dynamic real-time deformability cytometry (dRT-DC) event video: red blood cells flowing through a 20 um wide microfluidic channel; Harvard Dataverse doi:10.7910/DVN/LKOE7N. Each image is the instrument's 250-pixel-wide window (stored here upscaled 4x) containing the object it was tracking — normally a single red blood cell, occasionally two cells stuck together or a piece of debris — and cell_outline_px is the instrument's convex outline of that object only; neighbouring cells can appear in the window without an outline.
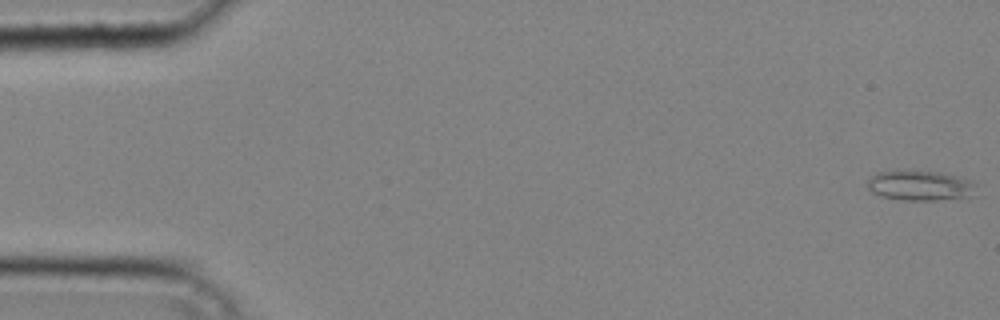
{"species": "common noctule bat (a hibernating species)", "species_latin": "Nyctalus noctula", "temperature_condition": "cold", "stored_images_in_passage": 41, "camera_frame_rate_fps": 3000, "um_per_image_px": 0.085, "animal": {"sex": "male", "body_mass_g": 20.4}, "frame": {"image": 1, "passage_image": 1, "time_ms": 0.0, "image_size_px": [1000, 320], "cell_outline_px": [[976, 184], [964, 196], [936, 200], [904, 200], [880, 196], [872, 192], [868, 188], [868, 180], [876, 172], [940, 172], [956, 176], [968, 180]], "centroid_in_image_um": [78.1, 15.78], "position_along_channel_um": 6.9, "area_um2": 18.03}}
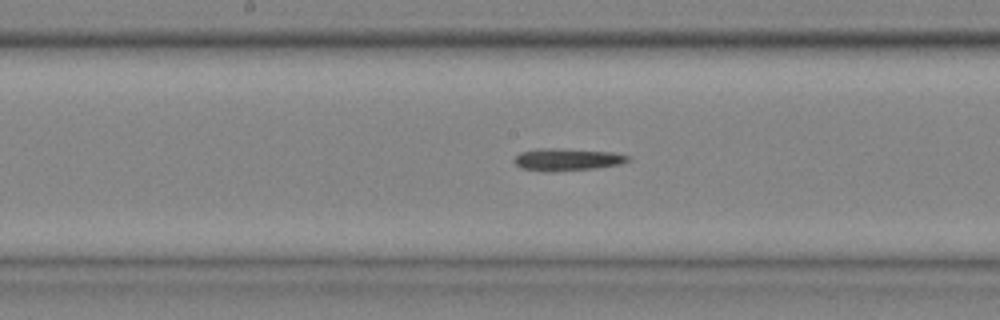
{"frame": {"image": 2, "passage_image": 22, "time_ms": 7.0, "image_size_px": [1000, 320], "cell_outline_px": [[632, 160], [620, 164], [596, 168], [552, 172], [544, 172], [520, 168], [512, 160], [520, 152], [536, 148], [556, 148], [616, 152], [632, 156]], "centroid_in_image_um": [48.22, 13.56], "position_along_channel_um": 200.0, "area_um2": 15.2}}
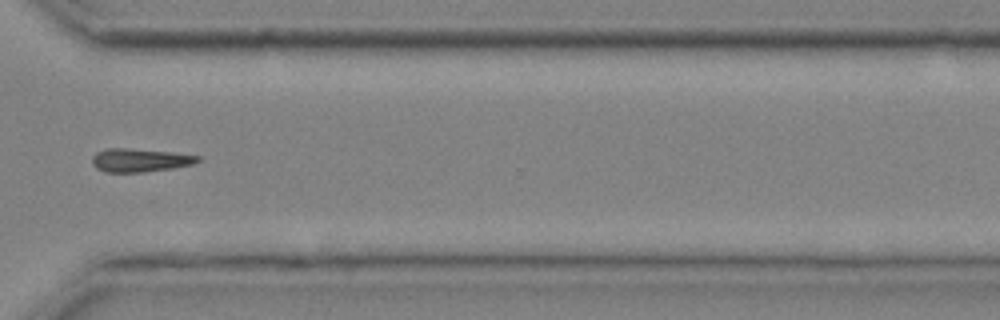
{"frame": {"image": 3, "passage_image": 32, "time_ms": 10.333, "image_size_px": [1000, 320], "cell_outline_px": [[200, 160], [192, 164], [172, 168], [144, 172], [104, 172], [96, 168], [92, 164], [92, 156], [96, 152], [108, 148], [128, 148], [172, 152], [200, 156]], "centroid_in_image_um": [11.85, 13.61], "position_along_channel_um": 358.7, "area_um2": 14.39}}